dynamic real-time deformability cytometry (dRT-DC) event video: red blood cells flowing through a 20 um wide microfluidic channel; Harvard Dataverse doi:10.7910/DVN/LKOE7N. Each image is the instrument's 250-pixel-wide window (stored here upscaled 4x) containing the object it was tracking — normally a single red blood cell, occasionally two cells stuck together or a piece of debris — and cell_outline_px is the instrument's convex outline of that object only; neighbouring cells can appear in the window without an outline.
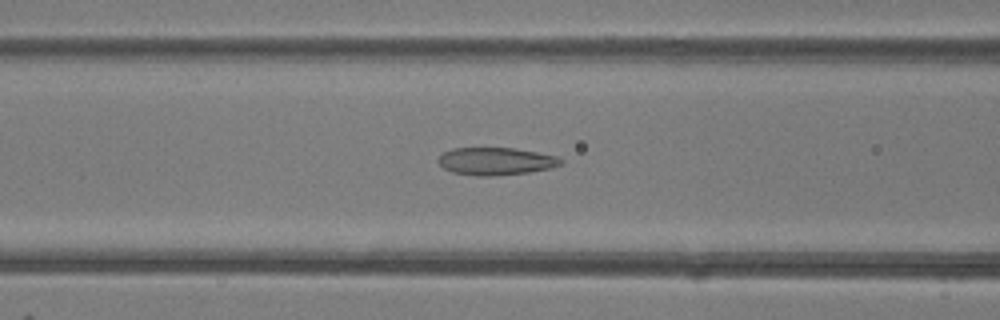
{"species": "common noctule bat (a hibernating species)", "species_latin": "Nyctalus noctula", "temperature_condition": "room temperature", "stored_images_in_passage": 49, "camera_frame_rate_fps": 3000, "um_per_image_px": 0.085, "animal": {"sex": "female"}, "frame": {"image": 1, "passage_image": 20, "time_ms": 6.333, "image_size_px": [1000, 320], "cell_outline_px": [[564, 164], [552, 168], [528, 172], [492, 176], [476, 176], [452, 172], [444, 168], [436, 160], [444, 152], [452, 148], [512, 148], [536, 152], [556, 156], [564, 160]], "centroid_in_image_um": [42.16, 13.71], "position_along_channel_um": 124.4, "area_um2": 19.71}}
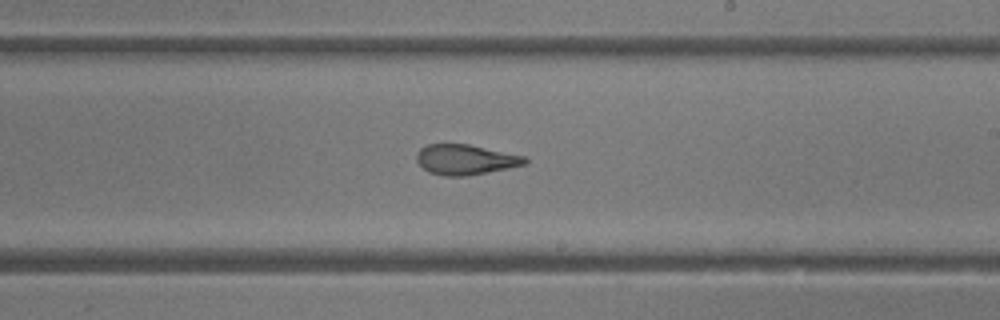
{"frame": {"image": 2, "passage_image": 29, "time_ms": 9.333, "image_size_px": [1000, 320], "cell_outline_px": [[528, 164], [508, 168], [464, 176], [444, 176], [428, 172], [416, 160], [416, 152], [420, 148], [428, 144], [468, 144], [524, 156], [528, 160]], "centroid_in_image_um": [39.54, 13.56], "position_along_channel_um": 249.5, "area_um2": 18.96}}
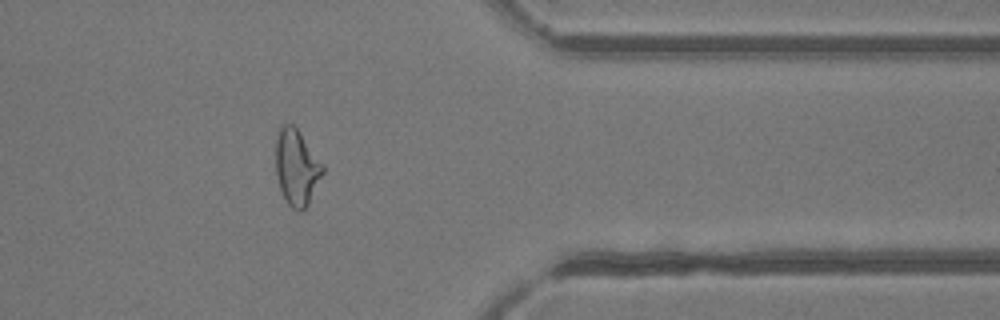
{"frame": {"image": 3, "passage_image": 40, "time_ms": 13.0, "image_size_px": [1000, 320], "cell_outline_px": [[324, 172], [308, 204], [300, 212], [296, 212], [288, 204], [280, 188], [276, 176], [276, 140], [280, 124], [292, 124], [300, 132], [324, 164]], "centroid_in_image_um": [25.22, 14.21], "position_along_channel_um": 386.2, "area_um2": 20.87}, "authors_computed_cell_mechanics": {"area_um2": 21.4438, "velocity_mm_per_s": 4.1663, "shape_relaxation_time_tau1_ms": null, "shape_relaxation_time_tau2_ms": 1.4989, "deformation_change_tau1": null, "deformation_change_tau2": 0.0873}}